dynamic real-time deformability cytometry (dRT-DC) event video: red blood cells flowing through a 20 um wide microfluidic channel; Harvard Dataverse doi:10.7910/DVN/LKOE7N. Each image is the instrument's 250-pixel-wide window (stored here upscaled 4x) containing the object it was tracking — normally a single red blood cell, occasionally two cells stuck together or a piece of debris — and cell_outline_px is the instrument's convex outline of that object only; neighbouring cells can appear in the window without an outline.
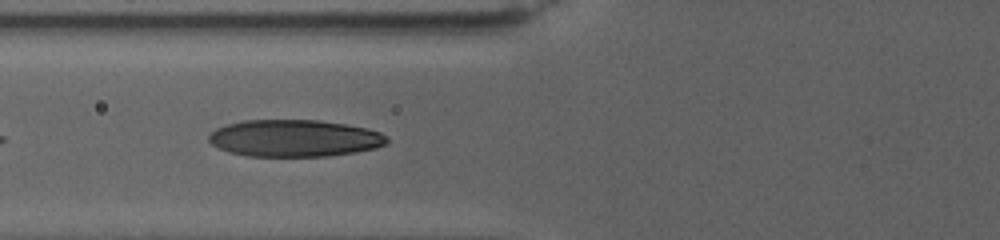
{"species": "human", "species_latin": "Homo sapiens", "temperature_condition": "warm", "stored_images_in_passage": 12, "camera_frame_rate_fps": 3000, "um_per_image_px": 0.085, "donor": {"sex": "female"}, "frame": {"image": 1, "passage_image": 10, "time_ms": 6.0, "image_size_px": [1000, 240], "cell_outline_px": [[388, 144], [376, 148], [356, 152], [328, 156], [248, 156], [228, 152], [212, 144], [208, 140], [208, 136], [216, 128], [228, 124], [244, 120], [320, 120], [368, 128], [380, 132], [388, 136]], "centroid_in_image_um": [25.06, 11.75], "position_along_channel_um": 100.7, "area_um2": 38.55}}